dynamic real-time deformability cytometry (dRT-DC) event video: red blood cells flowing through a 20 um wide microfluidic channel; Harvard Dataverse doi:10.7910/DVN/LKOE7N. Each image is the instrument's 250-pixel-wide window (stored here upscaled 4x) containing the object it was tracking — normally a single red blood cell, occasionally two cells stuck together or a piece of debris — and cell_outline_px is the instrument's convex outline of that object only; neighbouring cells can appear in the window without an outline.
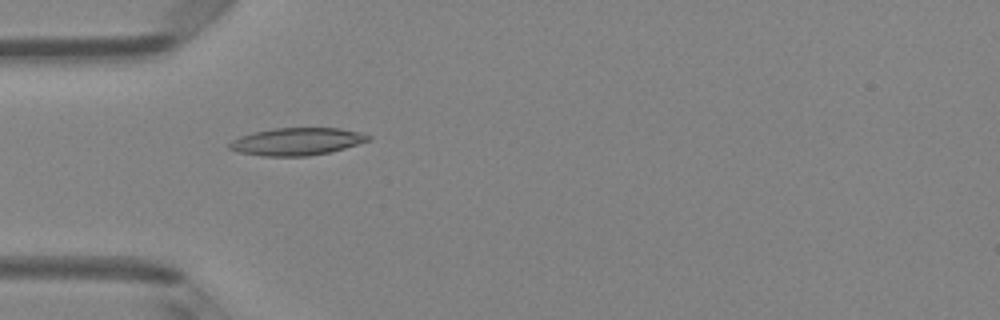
{"species": "Egyptian fruit bat (a non-hibernating species)", "species_latin": "Rousettus aegyptiacus", "temperature_condition": "room temperature", "stored_images_in_passage": 6, "camera_frame_rate_fps": 3000, "um_per_image_px": 0.085, "animal": {"sex": "female"}, "frame": {"image": 1, "passage_image": 5, "time_ms": 1.333, "image_size_px": [1000, 320], "cell_outline_px": [[372, 140], [344, 148], [328, 152], [308, 156], [264, 156], [240, 152], [228, 148], [228, 144], [232, 140], [240, 136], [252, 132], [276, 128], [340, 128], [360, 132], [372, 136]], "centroid_in_image_um": [25.25, 12.02], "position_along_channel_um": 59.8, "area_um2": 22.2}}
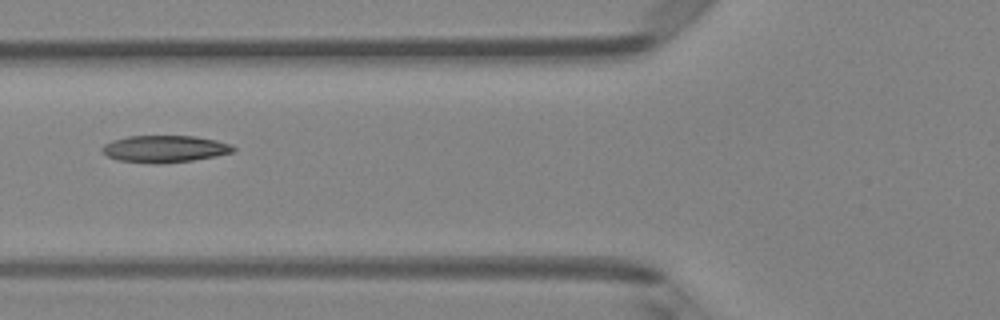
{"frame": {"image": 2, "passage_image": 6, "time_ms": 1.667, "image_size_px": [1000, 320], "cell_outline_px": [[236, 152], [216, 156], [192, 160], [160, 164], [156, 164], [116, 160], [108, 156], [100, 148], [104, 144], [112, 140], [128, 136], [196, 136], [216, 140], [232, 144], [236, 148]], "centroid_in_image_um": [14.03, 12.65], "position_along_channel_um": 111.8, "area_um2": 20.81}}